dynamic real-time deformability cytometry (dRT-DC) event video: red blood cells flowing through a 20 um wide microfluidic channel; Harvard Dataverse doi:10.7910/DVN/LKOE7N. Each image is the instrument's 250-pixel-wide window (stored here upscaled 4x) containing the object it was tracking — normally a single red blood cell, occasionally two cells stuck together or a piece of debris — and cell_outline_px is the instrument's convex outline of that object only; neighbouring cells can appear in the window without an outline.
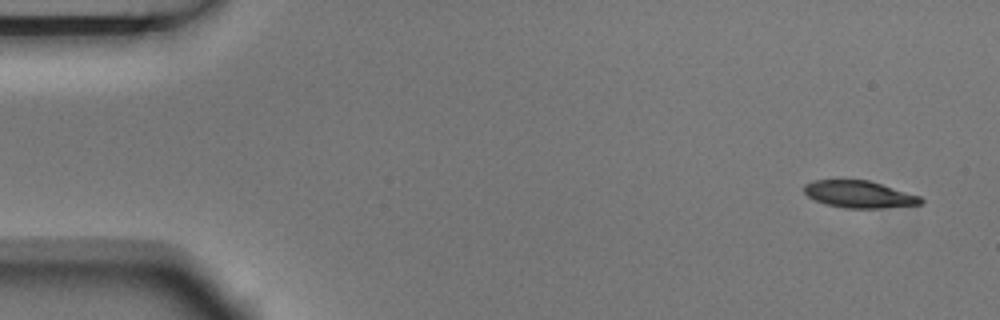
{"species": "Egyptian fruit bat (a non-hibernating species)", "species_latin": "Rousettus aegyptiacus", "temperature_condition": "room temperature", "stored_images_in_passage": 7, "camera_frame_rate_fps": 3000, "um_per_image_px": 0.085, "animal": {"sex": "male"}, "frame": {"image": 1, "passage_image": 1, "time_ms": 0.0, "image_size_px": [1000, 320], "cell_outline_px": [[924, 200], [920, 204], [876, 208], [844, 208], [824, 204], [808, 196], [804, 192], [804, 184], [812, 180], [868, 180], [920, 196]], "centroid_in_image_um": [72.99, 16.51], "position_along_channel_um": 12.0, "area_um2": 18.21}}
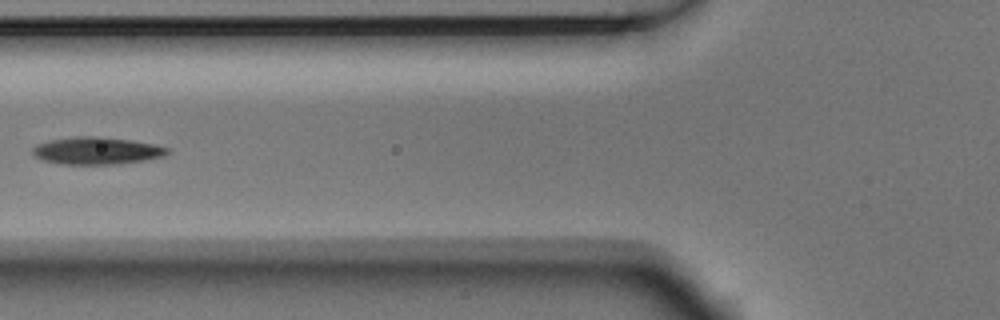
{"frame": {"image": 2, "passage_image": 6, "time_ms": 1.667, "image_size_px": [1000, 320], "cell_outline_px": [[172, 148], [164, 156], [144, 160], [120, 164], [60, 164], [40, 160], [32, 152], [32, 148], [36, 144], [48, 140], [76, 136], [100, 136], [156, 144]], "centroid_in_image_um": [8.21, 12.81], "position_along_channel_um": 117.6, "area_um2": 21.68}}
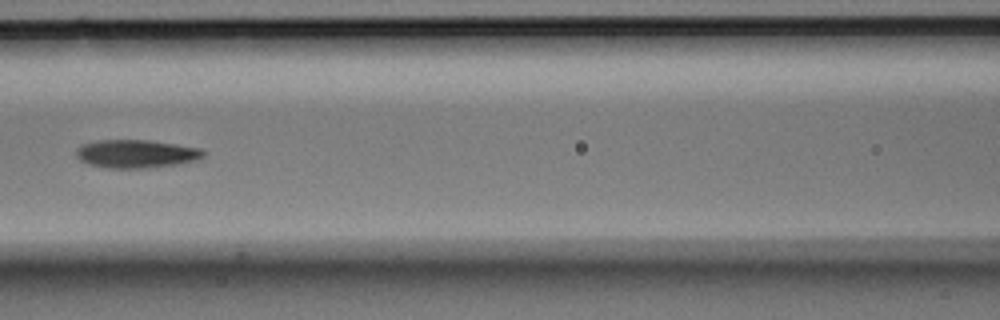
{"frame": {"image": 3, "passage_image": 7, "time_ms": 2.0, "image_size_px": [1000, 320], "cell_outline_px": [[208, 152], [204, 156], [196, 160], [176, 164], [152, 168], [108, 168], [88, 164], [80, 160], [76, 156], [76, 148], [80, 144], [96, 140], [148, 140], [204, 148]], "centroid_in_image_um": [11.59, 13.07], "position_along_channel_um": 155.0, "area_um2": 21.27}}